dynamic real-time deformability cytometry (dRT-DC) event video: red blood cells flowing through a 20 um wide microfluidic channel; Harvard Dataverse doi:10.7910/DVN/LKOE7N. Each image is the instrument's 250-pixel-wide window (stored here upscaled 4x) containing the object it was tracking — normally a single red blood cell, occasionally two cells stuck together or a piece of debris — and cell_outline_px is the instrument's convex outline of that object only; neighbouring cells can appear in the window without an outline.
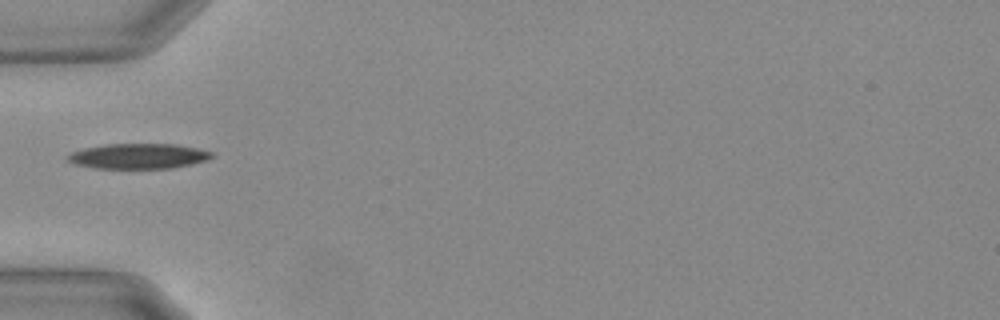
{"species": "Egyptian fruit bat (a non-hibernating species)", "species_latin": "Rousettus aegyptiacus", "temperature_condition": "warm", "stored_images_in_passage": 11, "camera_frame_rate_fps": 3000, "um_per_image_px": 0.085, "animal": {"sex": "female"}, "frame": {"image": 1, "passage_image": 1, "time_ms": 0.0, "image_size_px": [1000, 320], "cell_outline_px": [[216, 156], [208, 160], [192, 164], [172, 168], [92, 168], [72, 164], [64, 160], [64, 156], [72, 152], [84, 148], [104, 144], [176, 144], [196, 148], [212, 152]], "centroid_in_image_um": [11.72, 13.27], "position_along_channel_um": 73.3, "area_um2": 21.5}}